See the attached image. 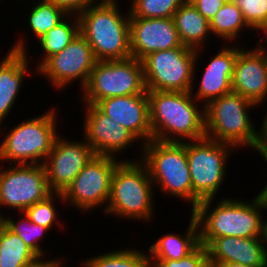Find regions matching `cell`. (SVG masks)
<instances>
[{"instance_id":"cell-6","label":"cell","mask_w":267,"mask_h":267,"mask_svg":"<svg viewBox=\"0 0 267 267\" xmlns=\"http://www.w3.org/2000/svg\"><path fill=\"white\" fill-rule=\"evenodd\" d=\"M57 107L11 128L0 142V165L43 164L60 135ZM57 124V125H56ZM5 163H4V162Z\"/></svg>"},{"instance_id":"cell-23","label":"cell","mask_w":267,"mask_h":267,"mask_svg":"<svg viewBox=\"0 0 267 267\" xmlns=\"http://www.w3.org/2000/svg\"><path fill=\"white\" fill-rule=\"evenodd\" d=\"M173 19L181 44L195 50L203 49L205 40L212 35L210 23L193 4L185 1Z\"/></svg>"},{"instance_id":"cell-34","label":"cell","mask_w":267,"mask_h":267,"mask_svg":"<svg viewBox=\"0 0 267 267\" xmlns=\"http://www.w3.org/2000/svg\"><path fill=\"white\" fill-rule=\"evenodd\" d=\"M61 8L67 15H79L99 0H47Z\"/></svg>"},{"instance_id":"cell-14","label":"cell","mask_w":267,"mask_h":267,"mask_svg":"<svg viewBox=\"0 0 267 267\" xmlns=\"http://www.w3.org/2000/svg\"><path fill=\"white\" fill-rule=\"evenodd\" d=\"M95 155L85 140L70 141L59 135L43 163L51 192L63 193Z\"/></svg>"},{"instance_id":"cell-31","label":"cell","mask_w":267,"mask_h":267,"mask_svg":"<svg viewBox=\"0 0 267 267\" xmlns=\"http://www.w3.org/2000/svg\"><path fill=\"white\" fill-rule=\"evenodd\" d=\"M64 202L62 193H52L45 200L36 202L29 208H27L24 213L28 216L31 222L46 227L49 230L53 228V225L56 223V226L61 227V220L58 218V212L55 204H57L55 199ZM60 222V223H58ZM58 223V224H57Z\"/></svg>"},{"instance_id":"cell-35","label":"cell","mask_w":267,"mask_h":267,"mask_svg":"<svg viewBox=\"0 0 267 267\" xmlns=\"http://www.w3.org/2000/svg\"><path fill=\"white\" fill-rule=\"evenodd\" d=\"M227 0H191L193 6L210 22Z\"/></svg>"},{"instance_id":"cell-16","label":"cell","mask_w":267,"mask_h":267,"mask_svg":"<svg viewBox=\"0 0 267 267\" xmlns=\"http://www.w3.org/2000/svg\"><path fill=\"white\" fill-rule=\"evenodd\" d=\"M187 47L181 44L173 18L130 17L131 57L143 60L148 54Z\"/></svg>"},{"instance_id":"cell-15","label":"cell","mask_w":267,"mask_h":267,"mask_svg":"<svg viewBox=\"0 0 267 267\" xmlns=\"http://www.w3.org/2000/svg\"><path fill=\"white\" fill-rule=\"evenodd\" d=\"M84 105L86 111L83 119V140L91 146L96 155L116 157L139 140L127 128L105 115L96 105Z\"/></svg>"},{"instance_id":"cell-20","label":"cell","mask_w":267,"mask_h":267,"mask_svg":"<svg viewBox=\"0 0 267 267\" xmlns=\"http://www.w3.org/2000/svg\"><path fill=\"white\" fill-rule=\"evenodd\" d=\"M231 45V46H229ZM209 60L196 92L191 91L195 100L205 106L211 100L232 92V77L236 57L241 49L229 44ZM203 103V105H202Z\"/></svg>"},{"instance_id":"cell-29","label":"cell","mask_w":267,"mask_h":267,"mask_svg":"<svg viewBox=\"0 0 267 267\" xmlns=\"http://www.w3.org/2000/svg\"><path fill=\"white\" fill-rule=\"evenodd\" d=\"M33 6L29 11L27 22L28 29H31L36 39L41 38L67 16L61 8L47 0H38Z\"/></svg>"},{"instance_id":"cell-26","label":"cell","mask_w":267,"mask_h":267,"mask_svg":"<svg viewBox=\"0 0 267 267\" xmlns=\"http://www.w3.org/2000/svg\"><path fill=\"white\" fill-rule=\"evenodd\" d=\"M209 23L212 36L215 35L220 38L219 40L229 41L231 44L239 38L242 30H252L245 22L237 4L228 0Z\"/></svg>"},{"instance_id":"cell-22","label":"cell","mask_w":267,"mask_h":267,"mask_svg":"<svg viewBox=\"0 0 267 267\" xmlns=\"http://www.w3.org/2000/svg\"><path fill=\"white\" fill-rule=\"evenodd\" d=\"M183 235L168 233L149 247L148 260H179L190 254L199 243V228L193 214Z\"/></svg>"},{"instance_id":"cell-41","label":"cell","mask_w":267,"mask_h":267,"mask_svg":"<svg viewBox=\"0 0 267 267\" xmlns=\"http://www.w3.org/2000/svg\"><path fill=\"white\" fill-rule=\"evenodd\" d=\"M263 240H264L265 252L267 255V220L264 221Z\"/></svg>"},{"instance_id":"cell-8","label":"cell","mask_w":267,"mask_h":267,"mask_svg":"<svg viewBox=\"0 0 267 267\" xmlns=\"http://www.w3.org/2000/svg\"><path fill=\"white\" fill-rule=\"evenodd\" d=\"M234 150L236 149L229 144L207 137L186 141V155L193 185V210L201 201L218 196L226 179L227 161Z\"/></svg>"},{"instance_id":"cell-36","label":"cell","mask_w":267,"mask_h":267,"mask_svg":"<svg viewBox=\"0 0 267 267\" xmlns=\"http://www.w3.org/2000/svg\"><path fill=\"white\" fill-rule=\"evenodd\" d=\"M260 142L257 148V152L260 155H267V112L262 120L260 126Z\"/></svg>"},{"instance_id":"cell-38","label":"cell","mask_w":267,"mask_h":267,"mask_svg":"<svg viewBox=\"0 0 267 267\" xmlns=\"http://www.w3.org/2000/svg\"><path fill=\"white\" fill-rule=\"evenodd\" d=\"M261 157H263V160L267 162V155H262ZM256 198L267 207V183L265 187L258 192Z\"/></svg>"},{"instance_id":"cell-17","label":"cell","mask_w":267,"mask_h":267,"mask_svg":"<svg viewBox=\"0 0 267 267\" xmlns=\"http://www.w3.org/2000/svg\"><path fill=\"white\" fill-rule=\"evenodd\" d=\"M241 48L234 64L232 92L257 106L267 102V52Z\"/></svg>"},{"instance_id":"cell-28","label":"cell","mask_w":267,"mask_h":267,"mask_svg":"<svg viewBox=\"0 0 267 267\" xmlns=\"http://www.w3.org/2000/svg\"><path fill=\"white\" fill-rule=\"evenodd\" d=\"M84 267H149L148 253L137 248L107 251L82 261Z\"/></svg>"},{"instance_id":"cell-21","label":"cell","mask_w":267,"mask_h":267,"mask_svg":"<svg viewBox=\"0 0 267 267\" xmlns=\"http://www.w3.org/2000/svg\"><path fill=\"white\" fill-rule=\"evenodd\" d=\"M209 262L240 263L250 267H267L263 237L242 238L225 236L214 238L207 246Z\"/></svg>"},{"instance_id":"cell-25","label":"cell","mask_w":267,"mask_h":267,"mask_svg":"<svg viewBox=\"0 0 267 267\" xmlns=\"http://www.w3.org/2000/svg\"><path fill=\"white\" fill-rule=\"evenodd\" d=\"M41 260L26 243L6 225L0 233V267H23Z\"/></svg>"},{"instance_id":"cell-2","label":"cell","mask_w":267,"mask_h":267,"mask_svg":"<svg viewBox=\"0 0 267 267\" xmlns=\"http://www.w3.org/2000/svg\"><path fill=\"white\" fill-rule=\"evenodd\" d=\"M152 139L185 142L205 137L204 106L189 92L147 91Z\"/></svg>"},{"instance_id":"cell-10","label":"cell","mask_w":267,"mask_h":267,"mask_svg":"<svg viewBox=\"0 0 267 267\" xmlns=\"http://www.w3.org/2000/svg\"><path fill=\"white\" fill-rule=\"evenodd\" d=\"M83 90V92H82ZM82 104L146 92L143 64L136 58L96 61L87 84L81 89Z\"/></svg>"},{"instance_id":"cell-5","label":"cell","mask_w":267,"mask_h":267,"mask_svg":"<svg viewBox=\"0 0 267 267\" xmlns=\"http://www.w3.org/2000/svg\"><path fill=\"white\" fill-rule=\"evenodd\" d=\"M254 107L258 106L235 92L211 100L204 106L205 137L238 150L247 146L256 151L260 131L249 114Z\"/></svg>"},{"instance_id":"cell-7","label":"cell","mask_w":267,"mask_h":267,"mask_svg":"<svg viewBox=\"0 0 267 267\" xmlns=\"http://www.w3.org/2000/svg\"><path fill=\"white\" fill-rule=\"evenodd\" d=\"M141 161L146 165L154 187L163 193L191 204L193 185L186 155L185 142L150 140L142 144Z\"/></svg>"},{"instance_id":"cell-3","label":"cell","mask_w":267,"mask_h":267,"mask_svg":"<svg viewBox=\"0 0 267 267\" xmlns=\"http://www.w3.org/2000/svg\"><path fill=\"white\" fill-rule=\"evenodd\" d=\"M118 0H100L78 15L80 34L97 61L131 58L130 13L121 14Z\"/></svg>"},{"instance_id":"cell-9","label":"cell","mask_w":267,"mask_h":267,"mask_svg":"<svg viewBox=\"0 0 267 267\" xmlns=\"http://www.w3.org/2000/svg\"><path fill=\"white\" fill-rule=\"evenodd\" d=\"M201 50L175 47L148 54L142 60L146 91H194V75L199 63L197 59L203 53Z\"/></svg>"},{"instance_id":"cell-43","label":"cell","mask_w":267,"mask_h":267,"mask_svg":"<svg viewBox=\"0 0 267 267\" xmlns=\"http://www.w3.org/2000/svg\"><path fill=\"white\" fill-rule=\"evenodd\" d=\"M48 263H32L31 265H26L23 267H46Z\"/></svg>"},{"instance_id":"cell-30","label":"cell","mask_w":267,"mask_h":267,"mask_svg":"<svg viewBox=\"0 0 267 267\" xmlns=\"http://www.w3.org/2000/svg\"><path fill=\"white\" fill-rule=\"evenodd\" d=\"M185 0H131L130 17L173 18Z\"/></svg>"},{"instance_id":"cell-44","label":"cell","mask_w":267,"mask_h":267,"mask_svg":"<svg viewBox=\"0 0 267 267\" xmlns=\"http://www.w3.org/2000/svg\"><path fill=\"white\" fill-rule=\"evenodd\" d=\"M205 267H219V266L208 262Z\"/></svg>"},{"instance_id":"cell-19","label":"cell","mask_w":267,"mask_h":267,"mask_svg":"<svg viewBox=\"0 0 267 267\" xmlns=\"http://www.w3.org/2000/svg\"><path fill=\"white\" fill-rule=\"evenodd\" d=\"M22 38L13 43L8 53L0 60V133L4 119L17 102L18 93L29 75L30 58L26 41Z\"/></svg>"},{"instance_id":"cell-42","label":"cell","mask_w":267,"mask_h":267,"mask_svg":"<svg viewBox=\"0 0 267 267\" xmlns=\"http://www.w3.org/2000/svg\"><path fill=\"white\" fill-rule=\"evenodd\" d=\"M5 213L0 212V233L5 226Z\"/></svg>"},{"instance_id":"cell-37","label":"cell","mask_w":267,"mask_h":267,"mask_svg":"<svg viewBox=\"0 0 267 267\" xmlns=\"http://www.w3.org/2000/svg\"><path fill=\"white\" fill-rule=\"evenodd\" d=\"M258 32H263V34L266 36H263L262 38L260 37V42L262 43H257V46L255 45V48L263 49L266 50L267 46V19L255 30ZM266 42V43H264ZM259 44V45H258ZM266 44V45H265ZM265 45V46H264Z\"/></svg>"},{"instance_id":"cell-1","label":"cell","mask_w":267,"mask_h":267,"mask_svg":"<svg viewBox=\"0 0 267 267\" xmlns=\"http://www.w3.org/2000/svg\"><path fill=\"white\" fill-rule=\"evenodd\" d=\"M214 200L201 201L191 212L198 224L200 244L206 247L214 238L225 236L263 237V211L267 207L256 196L249 202L223 197L212 208Z\"/></svg>"},{"instance_id":"cell-12","label":"cell","mask_w":267,"mask_h":267,"mask_svg":"<svg viewBox=\"0 0 267 267\" xmlns=\"http://www.w3.org/2000/svg\"><path fill=\"white\" fill-rule=\"evenodd\" d=\"M51 194L43 164L1 166L0 207L7 206L9 210L12 208L22 213Z\"/></svg>"},{"instance_id":"cell-33","label":"cell","mask_w":267,"mask_h":267,"mask_svg":"<svg viewBox=\"0 0 267 267\" xmlns=\"http://www.w3.org/2000/svg\"><path fill=\"white\" fill-rule=\"evenodd\" d=\"M235 3L252 31L267 19V0H238Z\"/></svg>"},{"instance_id":"cell-32","label":"cell","mask_w":267,"mask_h":267,"mask_svg":"<svg viewBox=\"0 0 267 267\" xmlns=\"http://www.w3.org/2000/svg\"><path fill=\"white\" fill-rule=\"evenodd\" d=\"M209 262L205 246L199 244L190 254L179 260H148L149 267H205Z\"/></svg>"},{"instance_id":"cell-27","label":"cell","mask_w":267,"mask_h":267,"mask_svg":"<svg viewBox=\"0 0 267 267\" xmlns=\"http://www.w3.org/2000/svg\"><path fill=\"white\" fill-rule=\"evenodd\" d=\"M19 215L20 216L17 217L18 219H14L11 216H5V225L12 232L17 234L41 260L44 259V261L47 263L59 260L60 258L46 259V249L42 248L44 247L41 244V241H44L42 238H44L45 235L47 236V232L50 230L46 227H42L41 225L31 222L24 212H20Z\"/></svg>"},{"instance_id":"cell-18","label":"cell","mask_w":267,"mask_h":267,"mask_svg":"<svg viewBox=\"0 0 267 267\" xmlns=\"http://www.w3.org/2000/svg\"><path fill=\"white\" fill-rule=\"evenodd\" d=\"M96 106L140 140L137 144H141V152L142 144L152 140L147 91L143 94L105 98L100 100Z\"/></svg>"},{"instance_id":"cell-13","label":"cell","mask_w":267,"mask_h":267,"mask_svg":"<svg viewBox=\"0 0 267 267\" xmlns=\"http://www.w3.org/2000/svg\"><path fill=\"white\" fill-rule=\"evenodd\" d=\"M96 61L89 43L79 33L66 48L49 57L36 70V74L45 76L56 91L65 89L78 79L82 89L87 84Z\"/></svg>"},{"instance_id":"cell-4","label":"cell","mask_w":267,"mask_h":267,"mask_svg":"<svg viewBox=\"0 0 267 267\" xmlns=\"http://www.w3.org/2000/svg\"><path fill=\"white\" fill-rule=\"evenodd\" d=\"M154 184L146 165L137 160H121L112 175L110 198L104 213L123 220L153 219Z\"/></svg>"},{"instance_id":"cell-39","label":"cell","mask_w":267,"mask_h":267,"mask_svg":"<svg viewBox=\"0 0 267 267\" xmlns=\"http://www.w3.org/2000/svg\"><path fill=\"white\" fill-rule=\"evenodd\" d=\"M219 267H250V266H245L240 263H234V262H225V263H219L217 264Z\"/></svg>"},{"instance_id":"cell-24","label":"cell","mask_w":267,"mask_h":267,"mask_svg":"<svg viewBox=\"0 0 267 267\" xmlns=\"http://www.w3.org/2000/svg\"><path fill=\"white\" fill-rule=\"evenodd\" d=\"M72 19V20H71ZM72 21V22H71ZM80 33V23L77 15H67L56 26L37 40L42 49V61H39L35 71L51 56L61 52Z\"/></svg>"},{"instance_id":"cell-11","label":"cell","mask_w":267,"mask_h":267,"mask_svg":"<svg viewBox=\"0 0 267 267\" xmlns=\"http://www.w3.org/2000/svg\"><path fill=\"white\" fill-rule=\"evenodd\" d=\"M121 160L95 155L62 193L65 204L82 210L84 214L99 206L104 207L105 212L110 198L112 175Z\"/></svg>"},{"instance_id":"cell-40","label":"cell","mask_w":267,"mask_h":267,"mask_svg":"<svg viewBox=\"0 0 267 267\" xmlns=\"http://www.w3.org/2000/svg\"><path fill=\"white\" fill-rule=\"evenodd\" d=\"M63 257H62V259H60V260H56V261H54V262H50V263H48L47 265H46V267H66V266H64V264H65V261H64V263H63ZM68 267V266H67ZM84 267V266H83Z\"/></svg>"}]
</instances>
